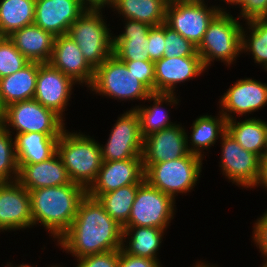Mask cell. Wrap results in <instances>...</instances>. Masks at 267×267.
Returning a JSON list of instances; mask_svg holds the SVG:
<instances>
[{
    "mask_svg": "<svg viewBox=\"0 0 267 267\" xmlns=\"http://www.w3.org/2000/svg\"><path fill=\"white\" fill-rule=\"evenodd\" d=\"M224 1V3L230 4V5H238L239 8L244 4L245 0H221Z\"/></svg>",
    "mask_w": 267,
    "mask_h": 267,
    "instance_id": "obj_46",
    "label": "cell"
},
{
    "mask_svg": "<svg viewBox=\"0 0 267 267\" xmlns=\"http://www.w3.org/2000/svg\"><path fill=\"white\" fill-rule=\"evenodd\" d=\"M165 48L163 57L199 56L197 46L164 23Z\"/></svg>",
    "mask_w": 267,
    "mask_h": 267,
    "instance_id": "obj_37",
    "label": "cell"
},
{
    "mask_svg": "<svg viewBox=\"0 0 267 267\" xmlns=\"http://www.w3.org/2000/svg\"><path fill=\"white\" fill-rule=\"evenodd\" d=\"M221 141L222 174L233 184L251 189L259 175L261 158L242 148L228 131L221 136Z\"/></svg>",
    "mask_w": 267,
    "mask_h": 267,
    "instance_id": "obj_11",
    "label": "cell"
},
{
    "mask_svg": "<svg viewBox=\"0 0 267 267\" xmlns=\"http://www.w3.org/2000/svg\"><path fill=\"white\" fill-rule=\"evenodd\" d=\"M175 201L144 180L138 186L128 222L124 227H156L167 230L174 218Z\"/></svg>",
    "mask_w": 267,
    "mask_h": 267,
    "instance_id": "obj_10",
    "label": "cell"
},
{
    "mask_svg": "<svg viewBox=\"0 0 267 267\" xmlns=\"http://www.w3.org/2000/svg\"><path fill=\"white\" fill-rule=\"evenodd\" d=\"M236 121H227V131L242 148L262 158L267 149V122L255 117Z\"/></svg>",
    "mask_w": 267,
    "mask_h": 267,
    "instance_id": "obj_26",
    "label": "cell"
},
{
    "mask_svg": "<svg viewBox=\"0 0 267 267\" xmlns=\"http://www.w3.org/2000/svg\"><path fill=\"white\" fill-rule=\"evenodd\" d=\"M262 186L267 190V158L260 159L259 175L252 188Z\"/></svg>",
    "mask_w": 267,
    "mask_h": 267,
    "instance_id": "obj_45",
    "label": "cell"
},
{
    "mask_svg": "<svg viewBox=\"0 0 267 267\" xmlns=\"http://www.w3.org/2000/svg\"><path fill=\"white\" fill-rule=\"evenodd\" d=\"M260 267H267V262H265L262 266Z\"/></svg>",
    "mask_w": 267,
    "mask_h": 267,
    "instance_id": "obj_51",
    "label": "cell"
},
{
    "mask_svg": "<svg viewBox=\"0 0 267 267\" xmlns=\"http://www.w3.org/2000/svg\"><path fill=\"white\" fill-rule=\"evenodd\" d=\"M181 125L159 130L144 138L143 164H155L164 161H172L190 152L187 148V132Z\"/></svg>",
    "mask_w": 267,
    "mask_h": 267,
    "instance_id": "obj_18",
    "label": "cell"
},
{
    "mask_svg": "<svg viewBox=\"0 0 267 267\" xmlns=\"http://www.w3.org/2000/svg\"><path fill=\"white\" fill-rule=\"evenodd\" d=\"M64 121L53 110L44 107L35 99H30L5 107L1 125L8 131L15 129L16 134L38 132L61 135L66 129Z\"/></svg>",
    "mask_w": 267,
    "mask_h": 267,
    "instance_id": "obj_8",
    "label": "cell"
},
{
    "mask_svg": "<svg viewBox=\"0 0 267 267\" xmlns=\"http://www.w3.org/2000/svg\"><path fill=\"white\" fill-rule=\"evenodd\" d=\"M175 94H161V93H153L146 100L154 101L151 106H135L132 109H135L139 116L140 120V132L143 139L151 135L152 133L158 132L159 130H163L165 128L171 127L176 123H172L170 121L171 118L169 114V110L165 111V106L162 105L167 103V106L177 105L179 102L178 98ZM162 106V107H161Z\"/></svg>",
    "mask_w": 267,
    "mask_h": 267,
    "instance_id": "obj_25",
    "label": "cell"
},
{
    "mask_svg": "<svg viewBox=\"0 0 267 267\" xmlns=\"http://www.w3.org/2000/svg\"><path fill=\"white\" fill-rule=\"evenodd\" d=\"M57 154L71 182L87 190L96 179L102 164L100 144L89 135L64 129L58 138Z\"/></svg>",
    "mask_w": 267,
    "mask_h": 267,
    "instance_id": "obj_3",
    "label": "cell"
},
{
    "mask_svg": "<svg viewBox=\"0 0 267 267\" xmlns=\"http://www.w3.org/2000/svg\"><path fill=\"white\" fill-rule=\"evenodd\" d=\"M242 26L230 12H219L212 19L197 46V53L206 69L217 59L228 67L236 61L237 56L242 53Z\"/></svg>",
    "mask_w": 267,
    "mask_h": 267,
    "instance_id": "obj_4",
    "label": "cell"
},
{
    "mask_svg": "<svg viewBox=\"0 0 267 267\" xmlns=\"http://www.w3.org/2000/svg\"><path fill=\"white\" fill-rule=\"evenodd\" d=\"M139 185H126L97 198L110 217L122 227L128 222Z\"/></svg>",
    "mask_w": 267,
    "mask_h": 267,
    "instance_id": "obj_31",
    "label": "cell"
},
{
    "mask_svg": "<svg viewBox=\"0 0 267 267\" xmlns=\"http://www.w3.org/2000/svg\"><path fill=\"white\" fill-rule=\"evenodd\" d=\"M221 112L226 120L234 115L243 116L267 105V84L251 78L237 80L219 100Z\"/></svg>",
    "mask_w": 267,
    "mask_h": 267,
    "instance_id": "obj_12",
    "label": "cell"
},
{
    "mask_svg": "<svg viewBox=\"0 0 267 267\" xmlns=\"http://www.w3.org/2000/svg\"><path fill=\"white\" fill-rule=\"evenodd\" d=\"M118 267H162L159 259H149L126 253L122 248L119 253Z\"/></svg>",
    "mask_w": 267,
    "mask_h": 267,
    "instance_id": "obj_43",
    "label": "cell"
},
{
    "mask_svg": "<svg viewBox=\"0 0 267 267\" xmlns=\"http://www.w3.org/2000/svg\"><path fill=\"white\" fill-rule=\"evenodd\" d=\"M33 227L30 195L17 180L0 182V232Z\"/></svg>",
    "mask_w": 267,
    "mask_h": 267,
    "instance_id": "obj_15",
    "label": "cell"
},
{
    "mask_svg": "<svg viewBox=\"0 0 267 267\" xmlns=\"http://www.w3.org/2000/svg\"><path fill=\"white\" fill-rule=\"evenodd\" d=\"M253 227V241L256 244V247L260 249L261 255L266 259L264 262H267V211H265L259 219H257ZM258 245V246H257Z\"/></svg>",
    "mask_w": 267,
    "mask_h": 267,
    "instance_id": "obj_42",
    "label": "cell"
},
{
    "mask_svg": "<svg viewBox=\"0 0 267 267\" xmlns=\"http://www.w3.org/2000/svg\"><path fill=\"white\" fill-rule=\"evenodd\" d=\"M6 267H16V266H13L10 262L8 264V262H7ZM17 267H33V266L22 263V264L18 265ZM51 267H53V266H51Z\"/></svg>",
    "mask_w": 267,
    "mask_h": 267,
    "instance_id": "obj_49",
    "label": "cell"
},
{
    "mask_svg": "<svg viewBox=\"0 0 267 267\" xmlns=\"http://www.w3.org/2000/svg\"><path fill=\"white\" fill-rule=\"evenodd\" d=\"M203 158L189 153L187 156L155 164H143L144 180L174 200L179 193L190 192L202 171Z\"/></svg>",
    "mask_w": 267,
    "mask_h": 267,
    "instance_id": "obj_5",
    "label": "cell"
},
{
    "mask_svg": "<svg viewBox=\"0 0 267 267\" xmlns=\"http://www.w3.org/2000/svg\"><path fill=\"white\" fill-rule=\"evenodd\" d=\"M17 181L28 191L71 183L67 170L56 153L48 160L35 164H18Z\"/></svg>",
    "mask_w": 267,
    "mask_h": 267,
    "instance_id": "obj_20",
    "label": "cell"
},
{
    "mask_svg": "<svg viewBox=\"0 0 267 267\" xmlns=\"http://www.w3.org/2000/svg\"><path fill=\"white\" fill-rule=\"evenodd\" d=\"M59 137L38 132L15 134L17 164H35L53 157Z\"/></svg>",
    "mask_w": 267,
    "mask_h": 267,
    "instance_id": "obj_23",
    "label": "cell"
},
{
    "mask_svg": "<svg viewBox=\"0 0 267 267\" xmlns=\"http://www.w3.org/2000/svg\"><path fill=\"white\" fill-rule=\"evenodd\" d=\"M100 147L102 162L142 158L143 141L107 140Z\"/></svg>",
    "mask_w": 267,
    "mask_h": 267,
    "instance_id": "obj_34",
    "label": "cell"
},
{
    "mask_svg": "<svg viewBox=\"0 0 267 267\" xmlns=\"http://www.w3.org/2000/svg\"><path fill=\"white\" fill-rule=\"evenodd\" d=\"M148 47L149 61L155 62L164 56V24L151 27L148 34Z\"/></svg>",
    "mask_w": 267,
    "mask_h": 267,
    "instance_id": "obj_40",
    "label": "cell"
},
{
    "mask_svg": "<svg viewBox=\"0 0 267 267\" xmlns=\"http://www.w3.org/2000/svg\"><path fill=\"white\" fill-rule=\"evenodd\" d=\"M77 84L89 88L94 79V69L84 59L77 43L68 34L55 36L52 56L48 62Z\"/></svg>",
    "mask_w": 267,
    "mask_h": 267,
    "instance_id": "obj_19",
    "label": "cell"
},
{
    "mask_svg": "<svg viewBox=\"0 0 267 267\" xmlns=\"http://www.w3.org/2000/svg\"><path fill=\"white\" fill-rule=\"evenodd\" d=\"M169 0H116L113 6L124 19L149 24L152 27L165 23Z\"/></svg>",
    "mask_w": 267,
    "mask_h": 267,
    "instance_id": "obj_29",
    "label": "cell"
},
{
    "mask_svg": "<svg viewBox=\"0 0 267 267\" xmlns=\"http://www.w3.org/2000/svg\"><path fill=\"white\" fill-rule=\"evenodd\" d=\"M245 22L250 34L248 36L242 27L241 52H250L254 63L260 64L267 71V19L256 18Z\"/></svg>",
    "mask_w": 267,
    "mask_h": 267,
    "instance_id": "obj_32",
    "label": "cell"
},
{
    "mask_svg": "<svg viewBox=\"0 0 267 267\" xmlns=\"http://www.w3.org/2000/svg\"><path fill=\"white\" fill-rule=\"evenodd\" d=\"M108 140L144 141L140 132V120L135 109L127 110L118 117Z\"/></svg>",
    "mask_w": 267,
    "mask_h": 267,
    "instance_id": "obj_35",
    "label": "cell"
},
{
    "mask_svg": "<svg viewBox=\"0 0 267 267\" xmlns=\"http://www.w3.org/2000/svg\"><path fill=\"white\" fill-rule=\"evenodd\" d=\"M154 93L175 94L178 83L192 80L205 70L200 56L162 57L154 62Z\"/></svg>",
    "mask_w": 267,
    "mask_h": 267,
    "instance_id": "obj_16",
    "label": "cell"
},
{
    "mask_svg": "<svg viewBox=\"0 0 267 267\" xmlns=\"http://www.w3.org/2000/svg\"><path fill=\"white\" fill-rule=\"evenodd\" d=\"M180 1L190 2V3H203V4H205L204 0H180Z\"/></svg>",
    "mask_w": 267,
    "mask_h": 267,
    "instance_id": "obj_50",
    "label": "cell"
},
{
    "mask_svg": "<svg viewBox=\"0 0 267 267\" xmlns=\"http://www.w3.org/2000/svg\"><path fill=\"white\" fill-rule=\"evenodd\" d=\"M4 112H5V107L2 104L1 99H0V125H1L3 118H4Z\"/></svg>",
    "mask_w": 267,
    "mask_h": 267,
    "instance_id": "obj_47",
    "label": "cell"
},
{
    "mask_svg": "<svg viewBox=\"0 0 267 267\" xmlns=\"http://www.w3.org/2000/svg\"><path fill=\"white\" fill-rule=\"evenodd\" d=\"M262 158H267V149L265 155Z\"/></svg>",
    "mask_w": 267,
    "mask_h": 267,
    "instance_id": "obj_52",
    "label": "cell"
},
{
    "mask_svg": "<svg viewBox=\"0 0 267 267\" xmlns=\"http://www.w3.org/2000/svg\"><path fill=\"white\" fill-rule=\"evenodd\" d=\"M208 3H190L169 0L166 6L165 24L181 36L198 46L212 19L219 12H227L219 6ZM221 7V8H220Z\"/></svg>",
    "mask_w": 267,
    "mask_h": 267,
    "instance_id": "obj_9",
    "label": "cell"
},
{
    "mask_svg": "<svg viewBox=\"0 0 267 267\" xmlns=\"http://www.w3.org/2000/svg\"><path fill=\"white\" fill-rule=\"evenodd\" d=\"M86 194L84 187L73 182L29 190L33 226L39 223L58 240L72 225Z\"/></svg>",
    "mask_w": 267,
    "mask_h": 267,
    "instance_id": "obj_2",
    "label": "cell"
},
{
    "mask_svg": "<svg viewBox=\"0 0 267 267\" xmlns=\"http://www.w3.org/2000/svg\"><path fill=\"white\" fill-rule=\"evenodd\" d=\"M194 267H217V266H215V265L214 266L213 265L210 266V263L206 264L205 262H201L200 261L199 263L197 262L196 265H194Z\"/></svg>",
    "mask_w": 267,
    "mask_h": 267,
    "instance_id": "obj_48",
    "label": "cell"
},
{
    "mask_svg": "<svg viewBox=\"0 0 267 267\" xmlns=\"http://www.w3.org/2000/svg\"><path fill=\"white\" fill-rule=\"evenodd\" d=\"M87 10H101L104 7H113L116 0H81Z\"/></svg>",
    "mask_w": 267,
    "mask_h": 267,
    "instance_id": "obj_44",
    "label": "cell"
},
{
    "mask_svg": "<svg viewBox=\"0 0 267 267\" xmlns=\"http://www.w3.org/2000/svg\"><path fill=\"white\" fill-rule=\"evenodd\" d=\"M86 10L81 0H35L34 24L54 36L68 34Z\"/></svg>",
    "mask_w": 267,
    "mask_h": 267,
    "instance_id": "obj_17",
    "label": "cell"
},
{
    "mask_svg": "<svg viewBox=\"0 0 267 267\" xmlns=\"http://www.w3.org/2000/svg\"><path fill=\"white\" fill-rule=\"evenodd\" d=\"M89 88L99 95L120 101H146L153 94L114 54L94 70V79Z\"/></svg>",
    "mask_w": 267,
    "mask_h": 267,
    "instance_id": "obj_7",
    "label": "cell"
},
{
    "mask_svg": "<svg viewBox=\"0 0 267 267\" xmlns=\"http://www.w3.org/2000/svg\"><path fill=\"white\" fill-rule=\"evenodd\" d=\"M35 0L0 1V36L34 24Z\"/></svg>",
    "mask_w": 267,
    "mask_h": 267,
    "instance_id": "obj_30",
    "label": "cell"
},
{
    "mask_svg": "<svg viewBox=\"0 0 267 267\" xmlns=\"http://www.w3.org/2000/svg\"><path fill=\"white\" fill-rule=\"evenodd\" d=\"M38 62H29L19 71L0 79V99L4 107L34 99Z\"/></svg>",
    "mask_w": 267,
    "mask_h": 267,
    "instance_id": "obj_24",
    "label": "cell"
},
{
    "mask_svg": "<svg viewBox=\"0 0 267 267\" xmlns=\"http://www.w3.org/2000/svg\"><path fill=\"white\" fill-rule=\"evenodd\" d=\"M123 227L115 222L96 198L86 194L69 229L57 240L67 253L84 256L121 249Z\"/></svg>",
    "mask_w": 267,
    "mask_h": 267,
    "instance_id": "obj_1",
    "label": "cell"
},
{
    "mask_svg": "<svg viewBox=\"0 0 267 267\" xmlns=\"http://www.w3.org/2000/svg\"><path fill=\"white\" fill-rule=\"evenodd\" d=\"M102 16L101 10H86L68 32L94 70L113 54V36Z\"/></svg>",
    "mask_w": 267,
    "mask_h": 267,
    "instance_id": "obj_6",
    "label": "cell"
},
{
    "mask_svg": "<svg viewBox=\"0 0 267 267\" xmlns=\"http://www.w3.org/2000/svg\"><path fill=\"white\" fill-rule=\"evenodd\" d=\"M29 62L8 36H0V79L19 71Z\"/></svg>",
    "mask_w": 267,
    "mask_h": 267,
    "instance_id": "obj_36",
    "label": "cell"
},
{
    "mask_svg": "<svg viewBox=\"0 0 267 267\" xmlns=\"http://www.w3.org/2000/svg\"><path fill=\"white\" fill-rule=\"evenodd\" d=\"M130 72L141 81L152 93H154L155 70L154 61L136 60L122 61Z\"/></svg>",
    "mask_w": 267,
    "mask_h": 267,
    "instance_id": "obj_38",
    "label": "cell"
},
{
    "mask_svg": "<svg viewBox=\"0 0 267 267\" xmlns=\"http://www.w3.org/2000/svg\"><path fill=\"white\" fill-rule=\"evenodd\" d=\"M120 249L77 258L76 267H118Z\"/></svg>",
    "mask_w": 267,
    "mask_h": 267,
    "instance_id": "obj_39",
    "label": "cell"
},
{
    "mask_svg": "<svg viewBox=\"0 0 267 267\" xmlns=\"http://www.w3.org/2000/svg\"><path fill=\"white\" fill-rule=\"evenodd\" d=\"M75 84L76 82L70 77L53 68L49 63H38L34 99L64 119L63 112L69 104Z\"/></svg>",
    "mask_w": 267,
    "mask_h": 267,
    "instance_id": "obj_13",
    "label": "cell"
},
{
    "mask_svg": "<svg viewBox=\"0 0 267 267\" xmlns=\"http://www.w3.org/2000/svg\"><path fill=\"white\" fill-rule=\"evenodd\" d=\"M12 131L0 125V182H12L18 179L19 167L15 153V141Z\"/></svg>",
    "mask_w": 267,
    "mask_h": 267,
    "instance_id": "obj_33",
    "label": "cell"
},
{
    "mask_svg": "<svg viewBox=\"0 0 267 267\" xmlns=\"http://www.w3.org/2000/svg\"><path fill=\"white\" fill-rule=\"evenodd\" d=\"M219 113V116L216 117L203 115L195 119L191 125V135L190 137L188 135L186 137L187 148L191 154L204 158L203 156L205 155L202 154L203 150H208L227 131V120L221 112Z\"/></svg>",
    "mask_w": 267,
    "mask_h": 267,
    "instance_id": "obj_27",
    "label": "cell"
},
{
    "mask_svg": "<svg viewBox=\"0 0 267 267\" xmlns=\"http://www.w3.org/2000/svg\"><path fill=\"white\" fill-rule=\"evenodd\" d=\"M125 31L113 36V54L121 61L149 60V24L124 19Z\"/></svg>",
    "mask_w": 267,
    "mask_h": 267,
    "instance_id": "obj_21",
    "label": "cell"
},
{
    "mask_svg": "<svg viewBox=\"0 0 267 267\" xmlns=\"http://www.w3.org/2000/svg\"><path fill=\"white\" fill-rule=\"evenodd\" d=\"M165 231L156 227H123L121 248L126 253L134 256L158 259L156 257L157 251L160 249ZM127 242L129 243L128 245L126 244Z\"/></svg>",
    "mask_w": 267,
    "mask_h": 267,
    "instance_id": "obj_28",
    "label": "cell"
},
{
    "mask_svg": "<svg viewBox=\"0 0 267 267\" xmlns=\"http://www.w3.org/2000/svg\"><path fill=\"white\" fill-rule=\"evenodd\" d=\"M144 172L143 158L102 162L96 179L86 190L87 195L97 199L101 194L120 187L141 184Z\"/></svg>",
    "mask_w": 267,
    "mask_h": 267,
    "instance_id": "obj_14",
    "label": "cell"
},
{
    "mask_svg": "<svg viewBox=\"0 0 267 267\" xmlns=\"http://www.w3.org/2000/svg\"><path fill=\"white\" fill-rule=\"evenodd\" d=\"M8 37L30 62L50 61L55 40L51 32L32 24L15 30Z\"/></svg>",
    "mask_w": 267,
    "mask_h": 267,
    "instance_id": "obj_22",
    "label": "cell"
},
{
    "mask_svg": "<svg viewBox=\"0 0 267 267\" xmlns=\"http://www.w3.org/2000/svg\"><path fill=\"white\" fill-rule=\"evenodd\" d=\"M240 9L239 15L244 18V21L265 18L267 16V0H245Z\"/></svg>",
    "mask_w": 267,
    "mask_h": 267,
    "instance_id": "obj_41",
    "label": "cell"
}]
</instances>
